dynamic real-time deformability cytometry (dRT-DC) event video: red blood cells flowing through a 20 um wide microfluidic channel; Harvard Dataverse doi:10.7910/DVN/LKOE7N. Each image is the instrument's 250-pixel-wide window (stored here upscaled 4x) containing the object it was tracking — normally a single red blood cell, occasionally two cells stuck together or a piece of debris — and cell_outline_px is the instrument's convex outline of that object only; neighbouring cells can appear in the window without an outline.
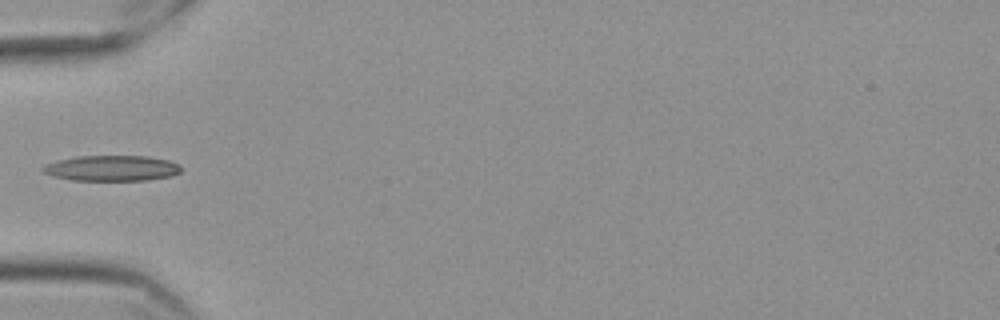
{"species": "Egyptian fruit bat (a non-hibernating species)", "species_latin": "Rousettus aegyptiacus", "temperature_condition": "cold", "stored_images_in_passage": 39, "camera_frame_rate_fps": 3000, "um_per_image_px": 0.085, "frame": {"image": 1, "passage_image": 1, "time_ms": 0.0, "image_size_px": [1000, 320], "cell_outline_px": [[180, 172], [172, 176], [148, 180], [72, 180], [52, 176], [44, 172], [40, 168], [44, 164], [56, 160], [76, 156], [148, 156], [168, 160], [180, 164]], "centroid_in_image_um": [9.48, 14.29], "position_along_channel_um": 75.5, "area_um2": 20.75}}
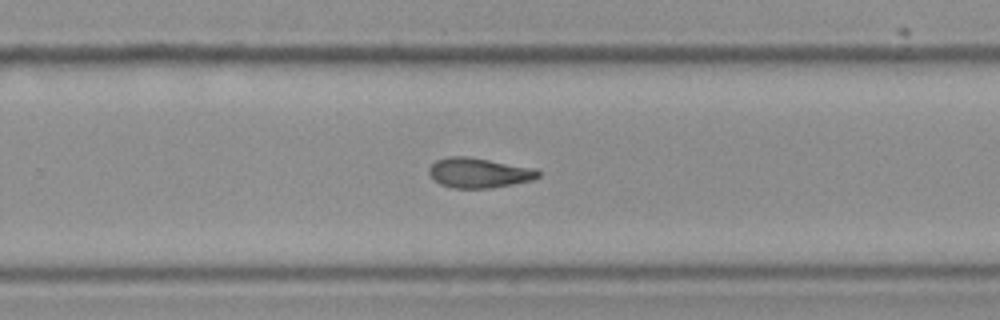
{"frame": {"image": 2, "passage_image": 19, "time_ms": 6.0, "image_size_px": [1000, 320], "cell_outline_px": [[540, 176], [532, 180], [492, 188], [452, 188], [440, 184], [432, 180], [428, 172], [428, 168], [436, 160], [448, 156], [464, 156], [536, 168], [540, 172]], "centroid_in_image_um": [40.67, 14.69], "position_along_channel_um": 289.1, "area_um2": 19.13}}
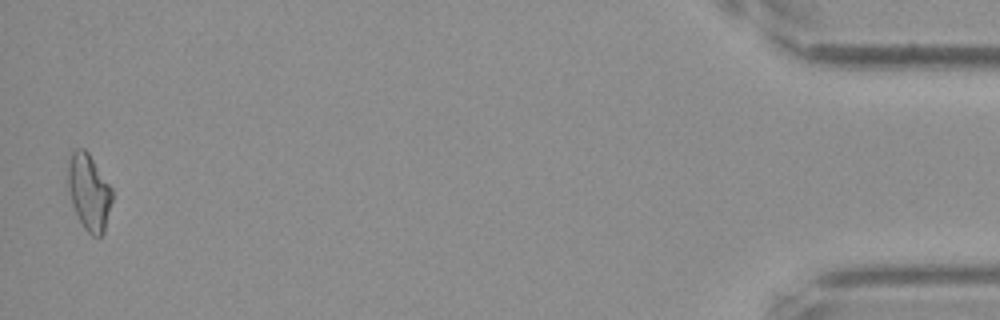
{"frame": {"image": 3, "passage_image": 38, "time_ms": 12.333, "image_size_px": [1000, 320], "cell_outline_px": [[112, 200], [104, 232], [100, 236], [92, 236], [84, 228], [72, 204], [68, 188], [68, 164], [72, 152], [76, 148], [84, 148], [88, 152], [112, 188]], "centroid_in_image_um": [7.57, 16.32], "position_along_channel_um": 427.6, "area_um2": 19.42}}